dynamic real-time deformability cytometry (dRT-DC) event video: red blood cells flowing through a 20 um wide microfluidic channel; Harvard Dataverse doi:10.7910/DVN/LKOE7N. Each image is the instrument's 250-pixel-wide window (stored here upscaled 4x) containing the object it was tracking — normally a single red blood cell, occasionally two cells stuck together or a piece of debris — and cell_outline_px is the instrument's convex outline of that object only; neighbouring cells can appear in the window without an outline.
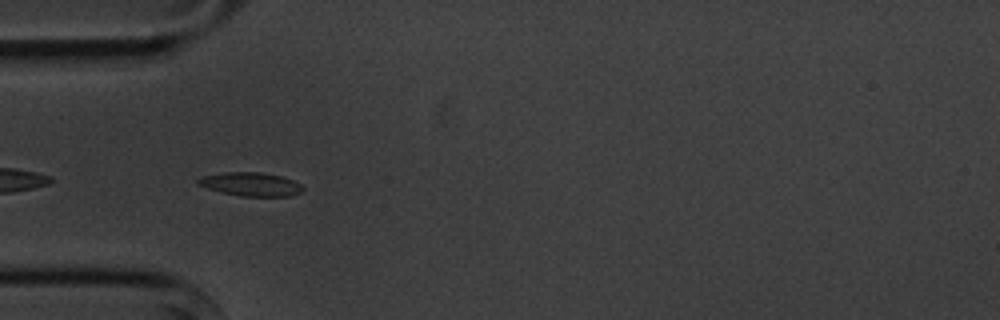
{"species": "common noctule bat (a hibernating species)", "species_latin": "Nyctalus noctula", "temperature_condition": "cold", "stored_images_in_passage": 5, "camera_frame_rate_fps": 3000, "um_per_image_px": 0.085, "animal": {"sex": "male", "body_mass_g": 20.1, "forearm_length_mm": 53.5}, "frame": {"image": 1, "passage_image": 4, "time_ms": 3.667, "image_size_px": [1000, 320], "cell_outline_px": [[304, 188], [300, 192], [288, 196], [240, 196], [220, 192], [196, 184], [196, 180], [200, 176], [224, 172], [260, 172], [280, 176], [292, 180], [300, 184]], "centroid_in_image_um": [21.25, 15.65], "position_along_channel_um": 63.7, "area_um2": 14.39}}
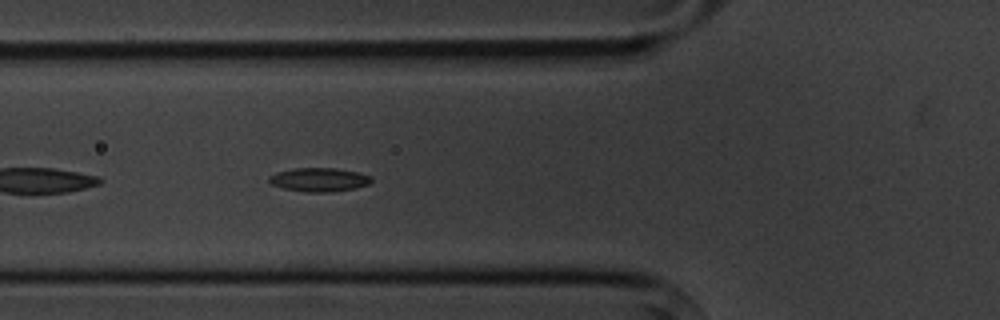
{"frame": {"image": 2, "passage_image": 5, "time_ms": 4.667, "image_size_px": [1000, 320], "cell_outline_px": [[372, 180], [368, 184], [356, 188], [328, 192], [304, 192], [284, 188], [272, 184], [268, 180], [268, 176], [276, 172], [296, 168], [336, 168], [360, 172], [372, 176]], "centroid_in_image_um": [27.14, 15.26], "position_along_channel_um": 98.7, "area_um2": 14.22}}